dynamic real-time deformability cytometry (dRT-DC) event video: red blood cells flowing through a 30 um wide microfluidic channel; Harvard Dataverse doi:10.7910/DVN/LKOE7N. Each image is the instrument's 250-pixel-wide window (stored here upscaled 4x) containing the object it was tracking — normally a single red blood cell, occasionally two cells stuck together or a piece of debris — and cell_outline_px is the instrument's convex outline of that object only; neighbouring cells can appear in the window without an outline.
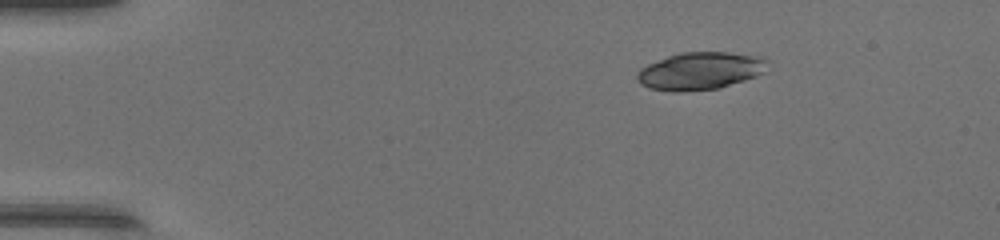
{"species": "common noctule bat (a hibernating species)", "species_latin": "Nyctalus noctula", "temperature_condition": "warm", "stored_images_in_passage": 41, "camera_frame_rate_fps": 3000, "um_per_image_px": 0.085, "animal": {"sex": "female", "body_mass_g": 17.0, "forearm_length_mm": 48.0}, "frame": {"image": 1, "passage_image": 1, "time_ms": 0.0, "image_size_px": [1000, 240], "cell_outline_px": [[768, 60], [764, 72], [756, 76], [720, 88], [672, 92], [648, 88], [640, 84], [636, 80], [636, 72], [640, 68], [648, 64], [668, 56], [680, 52], [728, 52], [764, 56]], "centroid_in_image_um": [59.5, 6.02], "position_along_channel_um": 25.5, "area_um2": 28.73}}